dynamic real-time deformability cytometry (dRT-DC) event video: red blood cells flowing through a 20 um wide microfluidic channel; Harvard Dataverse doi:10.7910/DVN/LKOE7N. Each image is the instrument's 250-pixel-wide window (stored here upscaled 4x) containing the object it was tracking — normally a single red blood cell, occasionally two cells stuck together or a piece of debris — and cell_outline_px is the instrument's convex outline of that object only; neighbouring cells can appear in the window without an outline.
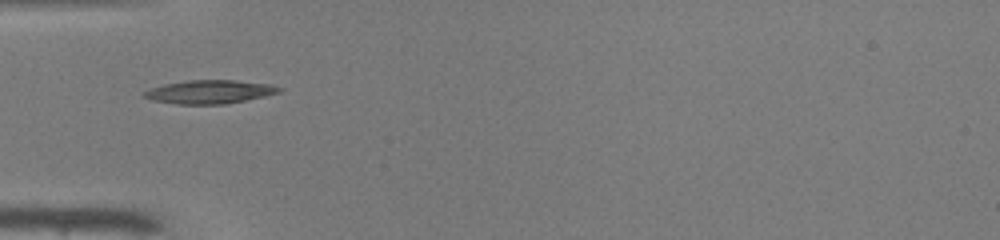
{"species": "common noctule bat (a hibernating species)", "species_latin": "Nyctalus noctula", "temperature_condition": "warm", "stored_images_in_passage": 28, "camera_frame_rate_fps": 3000, "um_per_image_px": 0.085, "animal": {"sex": "male", "body_mass_g": 19.0, "forearm_length_mm": 50.8}, "frame": {"image": 1, "passage_image": 1, "time_ms": 0.0, "image_size_px": [1000, 240], "cell_outline_px": [[284, 88], [280, 92], [264, 96], [224, 104], [176, 104], [156, 100], [140, 96], [144, 92], [152, 88], [164, 84], [188, 80], [236, 80], [272, 84]], "centroid_in_image_um": [17.86, 7.79], "position_along_channel_um": 67.1, "area_um2": 18.38}}
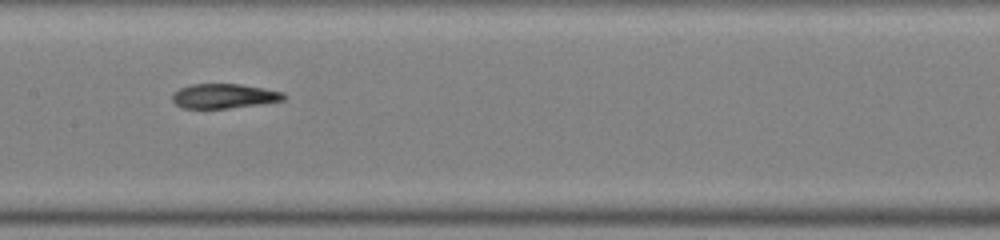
{"frame": {"image": 2, "passage_image": 10, "time_ms": 3.0, "image_size_px": [1000, 240], "cell_outline_px": [[284, 100], [260, 104], [228, 108], [184, 108], [176, 104], [172, 100], [172, 92], [180, 88], [192, 84], [240, 84], [264, 88], [284, 92]], "centroid_in_image_um": [19.02, 8.16], "position_along_channel_um": 188.4, "area_um2": 15.9}}
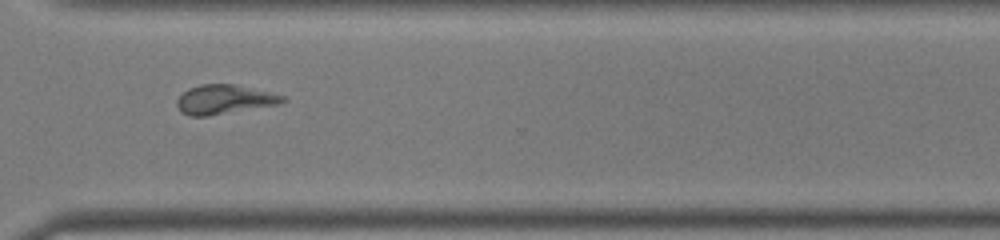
{"frame": {"image": 3, "passage_image": 22, "time_ms": 7.0, "image_size_px": [1000, 240], "cell_outline_px": [[288, 100], [280, 104], [208, 116], [188, 116], [180, 112], [176, 104], [176, 100], [188, 88], [200, 84], [236, 84], [284, 96]], "centroid_in_image_um": [19.04, 8.46], "position_along_channel_um": 351.6, "area_um2": 18.09}, "authors_computed_cell_mechanics": {"area_um2": 16.9065, "velocity_mm_per_s": 4.074, "shape_relaxation_time_tau1_ms": null, "shape_relaxation_time_tau2_ms": 3.8254, "deformation_change_tau1": null, "deformation_change_tau2": 0.1419}}